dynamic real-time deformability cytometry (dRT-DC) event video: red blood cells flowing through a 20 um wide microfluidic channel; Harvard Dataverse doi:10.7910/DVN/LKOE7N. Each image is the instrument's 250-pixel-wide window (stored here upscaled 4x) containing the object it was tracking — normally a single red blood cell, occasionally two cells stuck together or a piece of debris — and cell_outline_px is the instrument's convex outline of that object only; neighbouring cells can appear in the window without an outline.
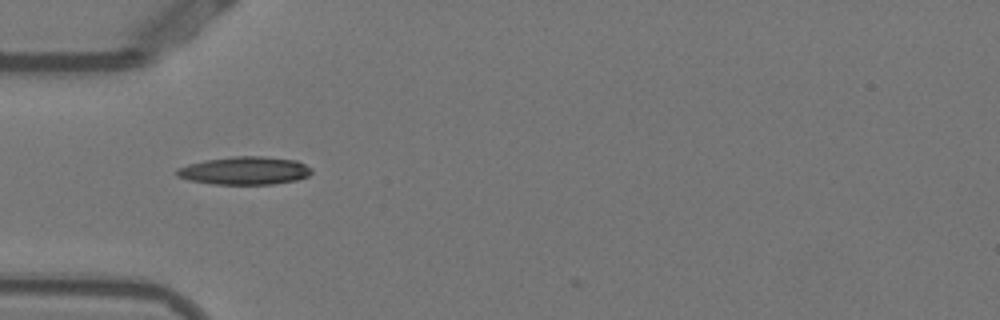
{"species": "Egyptian fruit bat (a non-hibernating species)", "species_latin": "Rousettus aegyptiacus", "temperature_condition": "warm", "stored_images_in_passage": 38, "camera_frame_rate_fps": 3000, "um_per_image_px": 0.085, "animal": {"sex": "female"}, "frame": {"image": 1, "passage_image": 2, "time_ms": 0.333, "image_size_px": [1000, 320], "cell_outline_px": [[312, 172], [308, 176], [296, 180], [272, 184], [216, 184], [188, 180], [176, 176], [176, 168], [188, 164], [204, 160], [232, 156], [264, 156], [296, 160], [312, 168]], "centroid_in_image_um": [20.78, 14.5], "position_along_channel_um": 64.2, "area_um2": 22.08}}
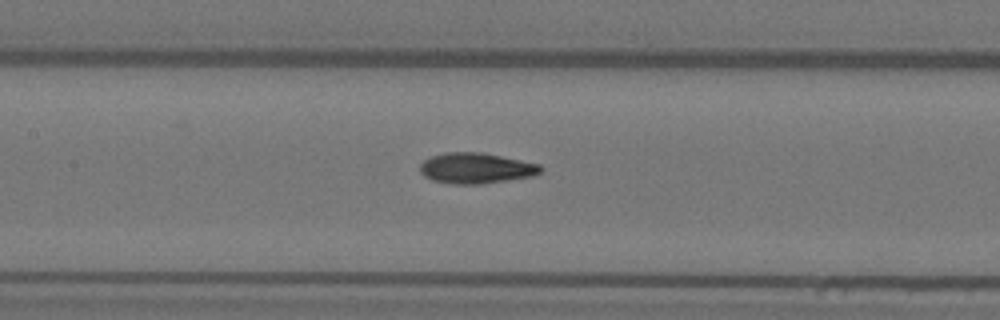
{"frame": {"image": 2, "passage_image": 10, "time_ms": 3.0, "image_size_px": [1000, 320], "cell_outline_px": [[544, 168], [540, 172], [532, 176], [480, 184], [456, 184], [432, 180], [424, 176], [420, 172], [420, 164], [424, 160], [432, 156], [444, 152], [484, 152], [540, 164]], "centroid_in_image_um": [40.46, 14.28], "position_along_channel_um": 166.9, "area_um2": 21.56}}
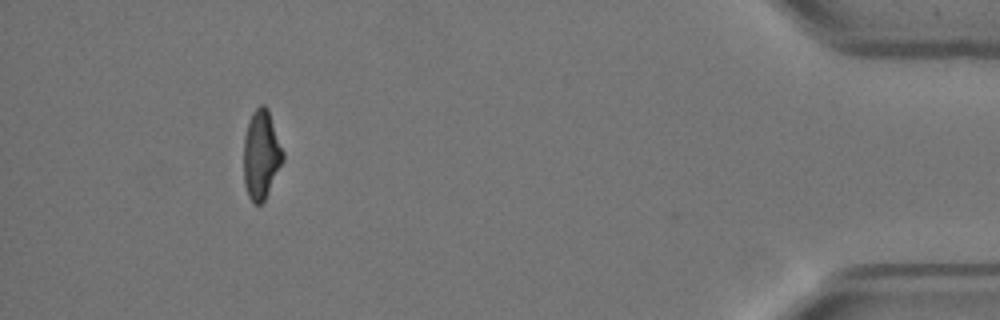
{"frame": {"image": 3, "passage_image": 34, "time_ms": 11.0, "image_size_px": [1000, 320], "cell_outline_px": [[284, 160], [264, 200], [260, 204], [256, 204], [248, 196], [244, 184], [244, 136], [248, 120], [252, 112], [260, 104], [264, 104], [268, 108], [284, 152]], "centroid_in_image_um": [22.2, 13.11], "position_along_channel_um": 413.0, "area_um2": 20.4}, "authors_computed_cell_mechanics": {"area_um2": 20.7502, "velocity_mm_per_s": 3.8566, "shape_relaxation_time_tau1_ms": 8.3105, "shape_relaxation_time_tau2_ms": 2.1669, "deformation_change_tau1": 0.2403, "deformation_change_tau2": 0.0906}}